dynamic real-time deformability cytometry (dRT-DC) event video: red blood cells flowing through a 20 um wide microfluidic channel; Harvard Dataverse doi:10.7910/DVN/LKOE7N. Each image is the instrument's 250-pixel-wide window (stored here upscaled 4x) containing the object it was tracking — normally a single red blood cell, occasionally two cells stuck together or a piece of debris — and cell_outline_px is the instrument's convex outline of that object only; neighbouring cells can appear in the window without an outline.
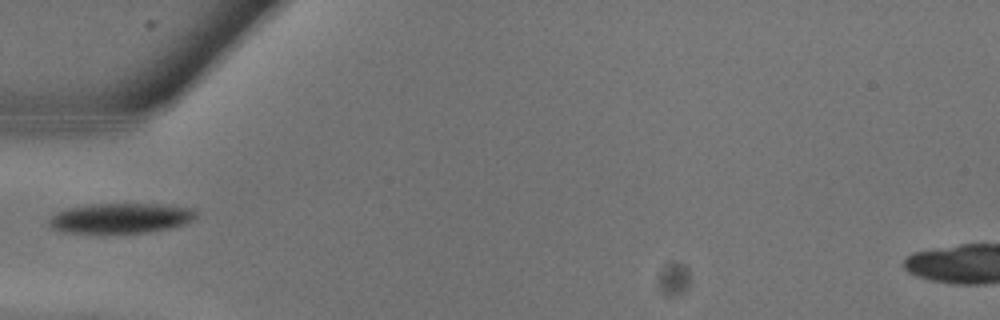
{"species": "common noctule bat (a hibernating species)", "species_latin": "Nyctalus noctula", "temperature_condition": "warm", "stored_images_in_passage": 5, "camera_frame_rate_fps": 3000, "um_per_image_px": 0.085, "animal": {"sex": "male", "body_mass_g": 13.3}, "frame": {"image": 1, "passage_image": 1, "time_ms": 0.0, "image_size_px": [1000, 320], "cell_outline_px": [[196, 216], [192, 220], [184, 224], [168, 228], [148, 232], [64, 232], [52, 228], [48, 224], [48, 220], [52, 216], [60, 212], [72, 208], [92, 204], [168, 204], [192, 208], [196, 212]], "centroid_in_image_um": [10.31, 18.53], "position_along_channel_um": 74.7, "area_um2": 25.32}}
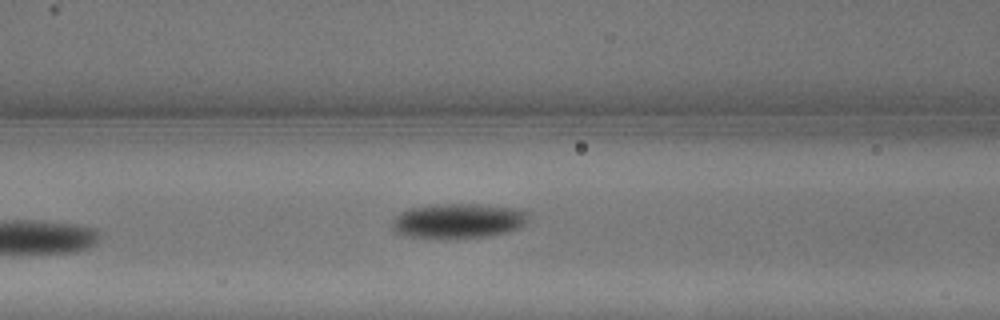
{"frame": {"image": 2, "passage_image": 3, "time_ms": 0.667, "image_size_px": [1000, 320], "cell_outline_px": [[532, 212], [528, 220], [520, 228], [508, 232], [488, 236], [444, 240], [400, 236], [392, 228], [392, 220], [396, 216], [412, 208], [440, 204], [480, 204], [520, 208]], "centroid_in_image_um": [39.0, 18.8], "position_along_channel_um": 127.6, "area_um2": 28.5}}
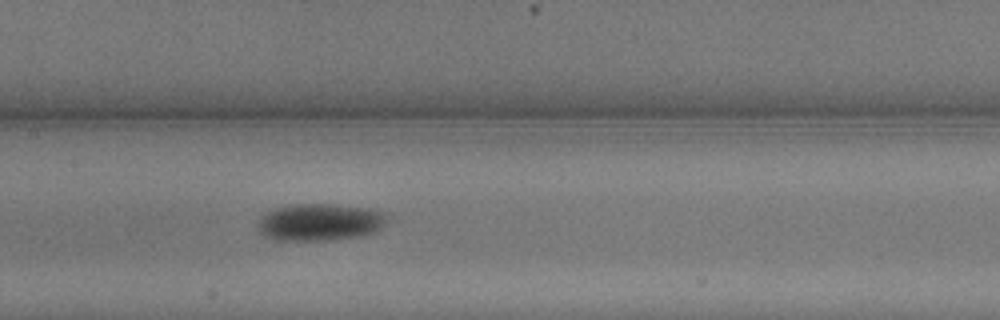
{"frame": {"image": 3, "passage_image": 5, "time_ms": 1.333, "image_size_px": [1000, 320], "cell_outline_px": [[388, 220], [376, 232], [360, 236], [336, 240], [276, 240], [264, 236], [256, 228], [256, 224], [260, 216], [264, 212], [276, 208], [296, 204], [332, 204], [368, 208], [388, 212]], "centroid_in_image_um": [27.19, 18.88], "position_along_channel_um": 180.2, "area_um2": 28.5}}